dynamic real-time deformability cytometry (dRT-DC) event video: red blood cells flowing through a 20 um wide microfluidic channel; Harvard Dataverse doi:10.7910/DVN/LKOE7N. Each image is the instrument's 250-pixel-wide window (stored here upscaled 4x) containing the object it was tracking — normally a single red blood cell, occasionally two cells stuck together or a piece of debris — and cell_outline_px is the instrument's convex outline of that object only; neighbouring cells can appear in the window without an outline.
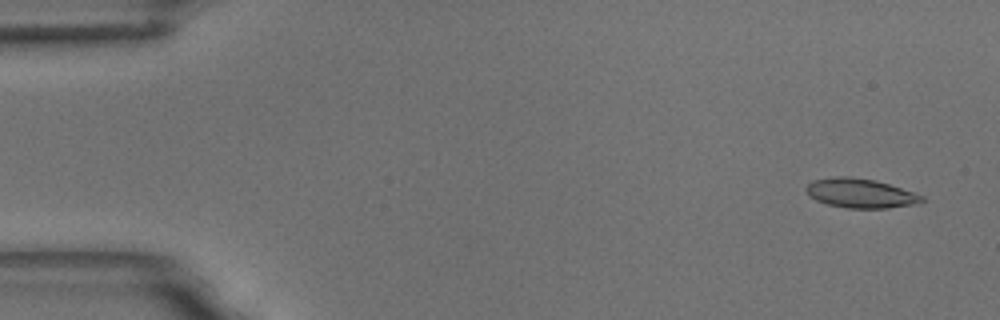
{"species": "common noctule bat (a hibernating species)", "species_latin": "Nyctalus noctula", "temperature_condition": "room temperature", "stored_images_in_passage": 57, "camera_frame_rate_fps": 3000, "um_per_image_px": 0.085, "animal": {"sex": "male", "body_mass_g": 18.8}, "frame": {"image": 1, "passage_image": 1, "time_ms": 0.0, "image_size_px": [1000, 320], "cell_outline_px": [[924, 200], [912, 204], [888, 208], [848, 208], [828, 204], [816, 200], [808, 196], [804, 188], [812, 180], [832, 176], [848, 176], [876, 180], [924, 196]], "centroid_in_image_um": [73.06, 16.41], "position_along_channel_um": 11.9, "area_um2": 19.71}}
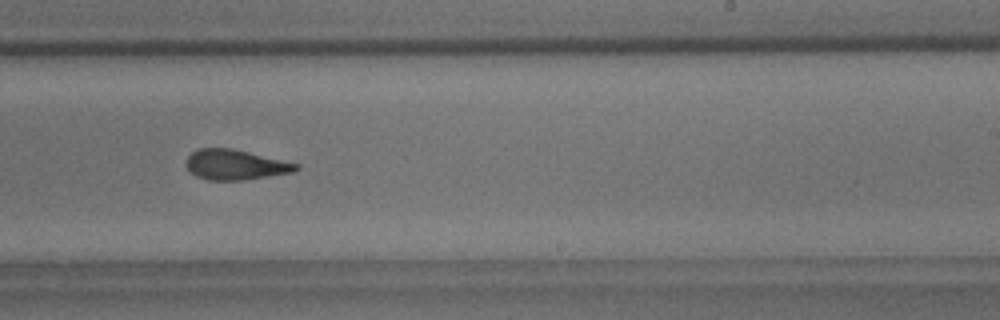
{"frame": {"image": 2, "passage_image": 34, "time_ms": 11.0, "image_size_px": [1000, 320], "cell_outline_px": [[300, 168], [296, 172], [244, 180], [208, 180], [196, 176], [188, 168], [188, 156], [192, 152], [200, 148], [232, 148], [300, 164]], "centroid_in_image_um": [20.07, 14.01], "position_along_channel_um": 268.9, "area_um2": 19.25}}
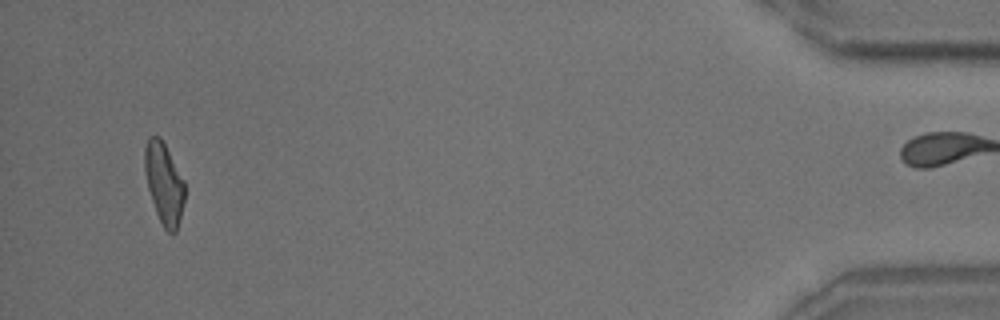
{"frame": {"image": 3, "passage_image": 54, "time_ms": 17.667, "image_size_px": [1000, 320], "cell_outline_px": [[184, 200], [176, 232], [172, 236], [164, 228], [156, 212], [148, 188], [144, 168], [144, 148], [148, 136], [160, 136], [184, 180]], "centroid_in_image_um": [13.93, 15.57], "position_along_channel_um": 421.3, "area_um2": 18.79}, "authors_computed_cell_mechanics": {"area_um2": 19.8254, "velocity_mm_per_s": 3.4566, "shape_relaxation_time_tau1_ms": 7.2192, "shape_relaxation_time_tau2_ms": 2.1189, "deformation_change_tau1": 0.1872, "deformation_change_tau2": 0.1111}}